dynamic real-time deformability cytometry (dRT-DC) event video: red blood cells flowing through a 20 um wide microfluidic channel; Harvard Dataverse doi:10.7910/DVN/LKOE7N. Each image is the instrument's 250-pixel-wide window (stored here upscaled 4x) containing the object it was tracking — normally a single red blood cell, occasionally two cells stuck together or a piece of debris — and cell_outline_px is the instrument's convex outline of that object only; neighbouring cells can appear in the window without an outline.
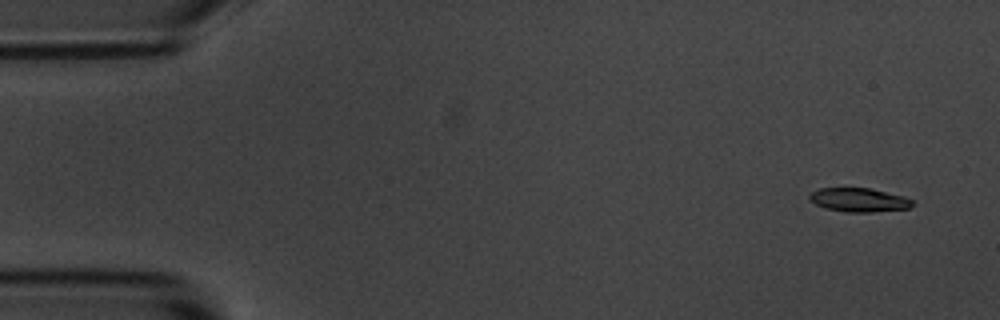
{"species": "common noctule bat (a hibernating species)", "species_latin": "Nyctalus noctula", "temperature_condition": "room temperature", "stored_images_in_passage": 4, "camera_frame_rate_fps": 3000, "um_per_image_px": 0.085, "animal": {"sex": "male", "body_mass_g": 20.1, "forearm_length_mm": 53.5}, "frame": {"image": 1, "passage_image": 4, "time_ms": 4.333, "image_size_px": [1000, 320], "cell_outline_px": [[916, 204], [908, 208], [872, 212], [844, 212], [824, 208], [816, 204], [808, 196], [812, 192], [820, 188], [872, 188], [904, 196], [912, 200]], "centroid_in_image_um": [73.04, 16.99], "position_along_channel_um": 12.0, "area_um2": 14.33}}